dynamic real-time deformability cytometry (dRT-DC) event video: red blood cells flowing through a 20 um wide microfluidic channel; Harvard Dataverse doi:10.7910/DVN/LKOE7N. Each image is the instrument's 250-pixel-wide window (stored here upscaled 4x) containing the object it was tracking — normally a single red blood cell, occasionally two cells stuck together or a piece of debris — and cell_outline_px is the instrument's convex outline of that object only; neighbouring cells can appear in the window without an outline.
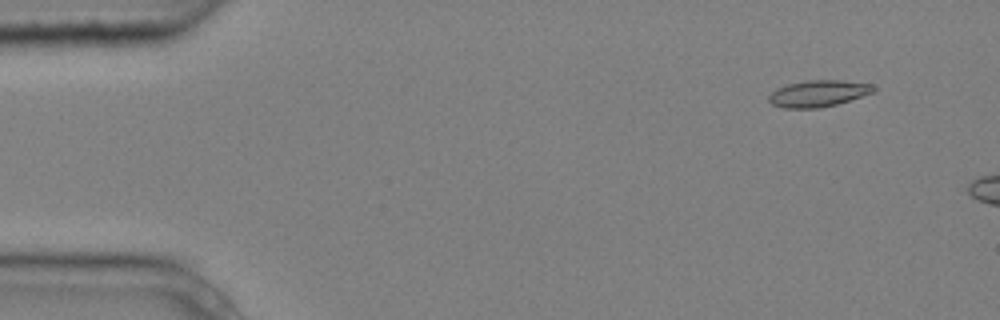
{"species": "common noctule bat (a hibernating species)", "species_latin": "Nyctalus noctula", "temperature_condition": "cold", "stored_images_in_passage": 3, "camera_frame_rate_fps": 3000, "um_per_image_px": 0.085, "animal": {"sex": "male", "body_mass_g": 20.4}, "frame": {"image": 1, "passage_image": 1, "time_ms": 0.0, "image_size_px": [1000, 320], "cell_outline_px": [[876, 92], [836, 104], [820, 108], [784, 108], [772, 104], [768, 100], [768, 96], [776, 88], [788, 84], [808, 80], [844, 80], [872, 84], [876, 88]], "centroid_in_image_um": [69.58, 7.94], "position_along_channel_um": 15.4, "area_um2": 16.3}}